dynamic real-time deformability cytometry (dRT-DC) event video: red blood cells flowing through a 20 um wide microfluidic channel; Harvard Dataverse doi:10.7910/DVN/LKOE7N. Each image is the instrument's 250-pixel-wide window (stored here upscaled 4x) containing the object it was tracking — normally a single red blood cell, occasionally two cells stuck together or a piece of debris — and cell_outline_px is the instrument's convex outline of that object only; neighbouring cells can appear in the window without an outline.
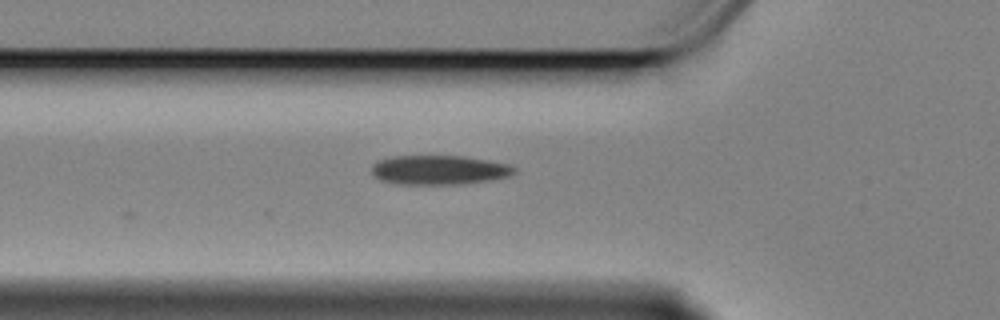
{"species": "Egyptian fruit bat (a non-hibernating species)", "species_latin": "Rousettus aegyptiacus", "temperature_condition": "cold", "stored_images_in_passage": 7, "camera_frame_rate_fps": 3000, "um_per_image_px": 0.085, "animal": {"sex": "female"}, "frame": {"image": 1, "passage_image": 2, "time_ms": 0.333, "image_size_px": [1000, 320], "cell_outline_px": [[516, 172], [508, 176], [492, 180], [464, 184], [400, 184], [380, 180], [372, 172], [372, 164], [376, 160], [392, 156], [464, 156], [488, 160], [508, 164], [516, 168]], "centroid_in_image_um": [37.33, 14.44], "position_along_channel_um": 88.5, "area_um2": 24.51}}
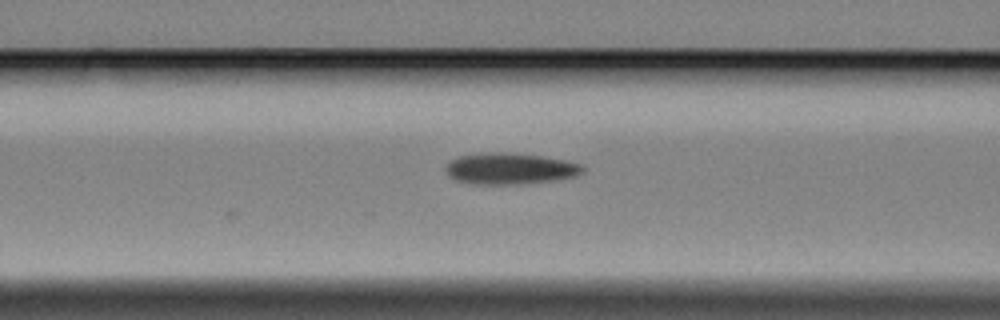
{"frame": {"image": 2, "passage_image": 5, "time_ms": 1.333, "image_size_px": [1000, 320], "cell_outline_px": [[584, 172], [576, 176], [556, 180], [528, 184], [472, 184], [456, 180], [448, 176], [444, 168], [452, 160], [460, 156], [480, 152], [504, 152], [544, 156], [568, 160], [584, 164]], "centroid_in_image_um": [43.4, 14.33], "position_along_channel_um": 123.2, "area_um2": 25.49}}